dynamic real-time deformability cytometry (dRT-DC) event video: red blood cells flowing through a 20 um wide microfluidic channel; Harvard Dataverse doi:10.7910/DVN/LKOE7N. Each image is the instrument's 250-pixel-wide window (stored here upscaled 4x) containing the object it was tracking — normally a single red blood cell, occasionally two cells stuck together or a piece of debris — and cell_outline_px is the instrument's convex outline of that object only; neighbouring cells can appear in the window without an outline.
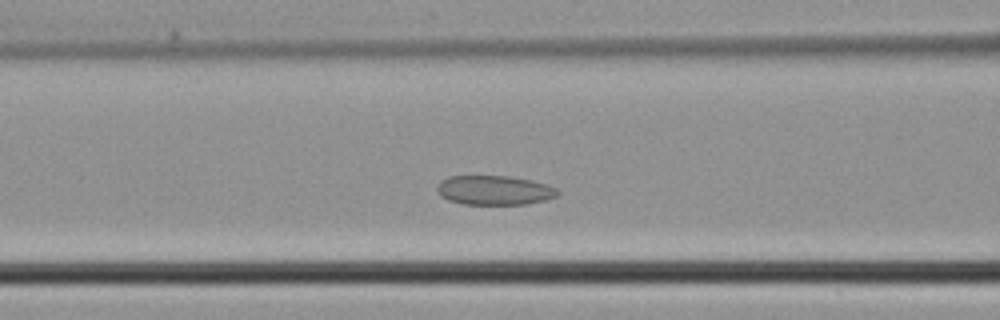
{"species": "common noctule bat (a hibernating species)", "species_latin": "Nyctalus noctula", "temperature_condition": "cold", "stored_images_in_passage": 39, "camera_frame_rate_fps": 3000, "um_per_image_px": 0.085, "animal": {"sex": "male", "body_mass_g": 21.5, "forearm_length_mm": 52.0}, "frame": {"image": 1, "passage_image": 12, "time_ms": 3.667, "image_size_px": [1000, 320], "cell_outline_px": [[560, 192], [556, 196], [544, 200], [528, 204], [464, 204], [448, 200], [440, 196], [436, 188], [440, 180], [448, 176], [508, 176], [532, 180], [548, 184], [556, 188]], "centroid_in_image_um": [42.01, 16.16], "position_along_channel_um": 124.6, "area_um2": 20.75}}
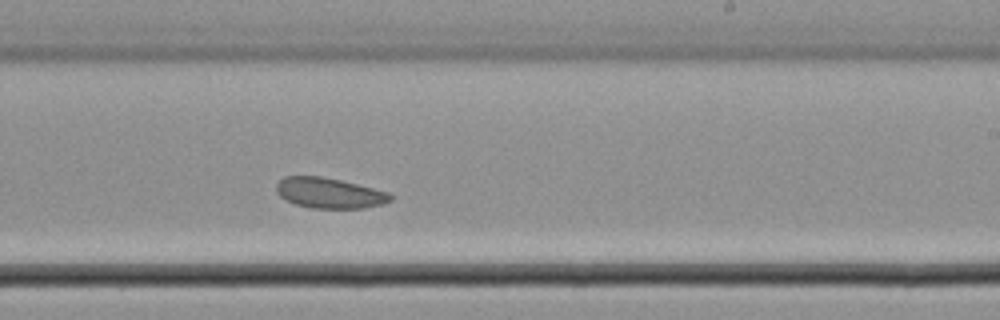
{"frame": {"image": 2, "passage_image": 21, "time_ms": 6.667, "image_size_px": [1000, 320], "cell_outline_px": [[392, 200], [380, 204], [364, 208], [312, 208], [296, 204], [284, 200], [276, 192], [276, 184], [284, 176], [320, 176], [340, 180], [388, 192], [392, 196]], "centroid_in_image_um": [27.95, 16.4], "position_along_channel_um": 261.1, "area_um2": 20.11}}
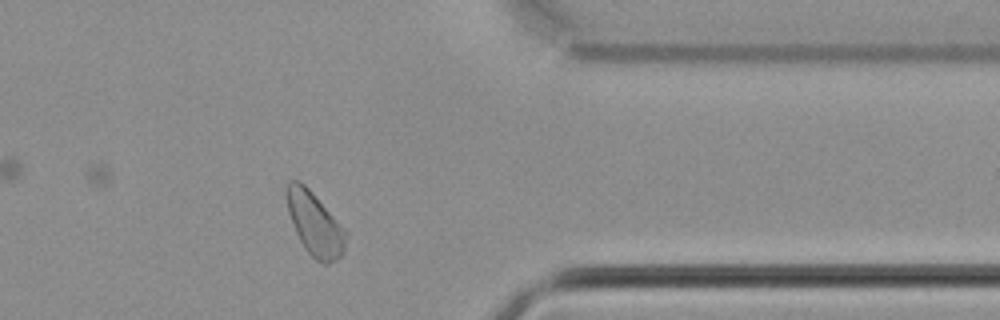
{"frame": {"image": 3, "passage_image": 30, "time_ms": 9.667, "image_size_px": [1000, 320], "cell_outline_px": [[348, 232], [344, 252], [336, 260], [328, 264], [324, 264], [316, 260], [304, 248], [296, 232], [288, 212], [284, 192], [284, 188], [288, 180], [300, 180], [312, 192]], "centroid_in_image_um": [26.74, 19.01], "position_along_channel_um": 384.7, "area_um2": 22.08}}